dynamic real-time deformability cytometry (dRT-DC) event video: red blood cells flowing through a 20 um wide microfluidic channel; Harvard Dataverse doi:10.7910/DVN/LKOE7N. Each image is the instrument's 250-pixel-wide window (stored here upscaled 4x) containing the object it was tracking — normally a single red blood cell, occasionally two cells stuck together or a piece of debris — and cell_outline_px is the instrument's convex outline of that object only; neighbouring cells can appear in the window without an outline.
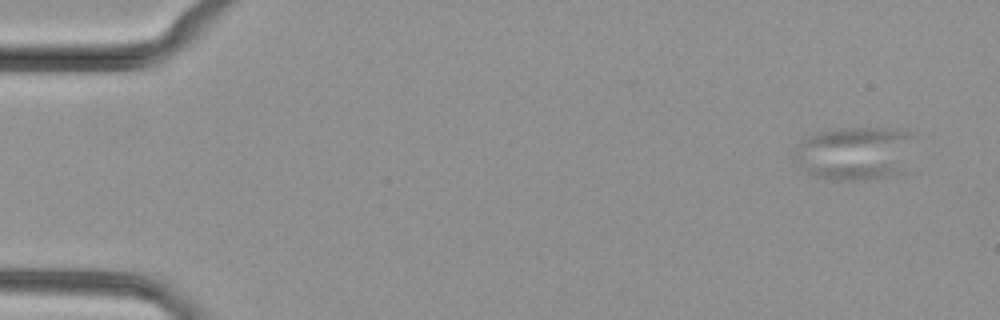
{"species": "common noctule bat (a hibernating species)", "species_latin": "Nyctalus noctula", "temperature_condition": "cold", "stored_images_in_passage": 6, "camera_frame_rate_fps": 3000, "um_per_image_px": 0.085, "animal": {"sex": "female", "body_mass_g": 29.2, "forearm_length_mm": 56.3}, "frame": {"image": 1, "passage_image": 4, "time_ms": 1.0, "image_size_px": [1000, 320], "cell_outline_px": [[916, 132], [908, 172], [892, 176], [864, 180], [836, 180], [816, 176], [800, 168], [796, 160], [796, 148], [808, 136], [816, 132], [848, 128], [904, 128]], "centroid_in_image_um": [72.83, 13.02], "position_along_channel_um": 12.2, "area_um2": 38.49}}